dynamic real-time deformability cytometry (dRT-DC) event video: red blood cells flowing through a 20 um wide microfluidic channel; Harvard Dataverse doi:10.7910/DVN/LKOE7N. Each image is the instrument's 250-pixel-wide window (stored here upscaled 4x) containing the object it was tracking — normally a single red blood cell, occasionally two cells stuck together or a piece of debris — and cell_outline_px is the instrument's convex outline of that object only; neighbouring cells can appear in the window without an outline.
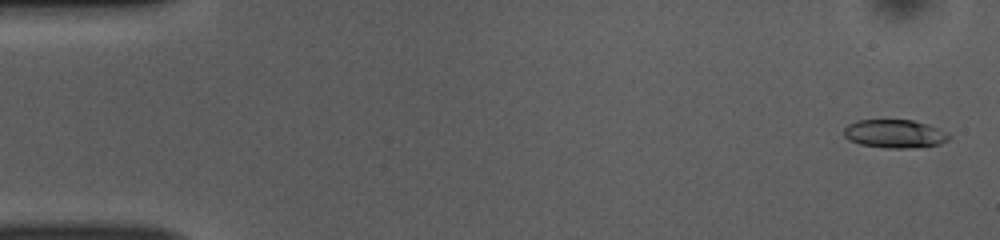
{"species": "common noctule bat (a hibernating species)", "species_latin": "Nyctalus noctula", "temperature_condition": "room temperature", "stored_images_in_passage": 52, "camera_frame_rate_fps": 3000, "um_per_image_px": 0.085, "animal": {"sex": "female", "body_mass_g": 10.0, "forearm_length_mm": 53.1}, "frame": {"image": 1, "passage_image": 2, "time_ms": 0.333, "image_size_px": [1000, 240], "cell_outline_px": [[952, 136], [948, 140], [940, 144], [908, 148], [884, 148], [860, 144], [848, 140], [844, 136], [844, 128], [848, 124], [856, 120], [912, 120], [928, 124], [948, 132]], "centroid_in_image_um": [76.05, 11.37], "position_along_channel_um": 8.9, "area_um2": 17.51}}
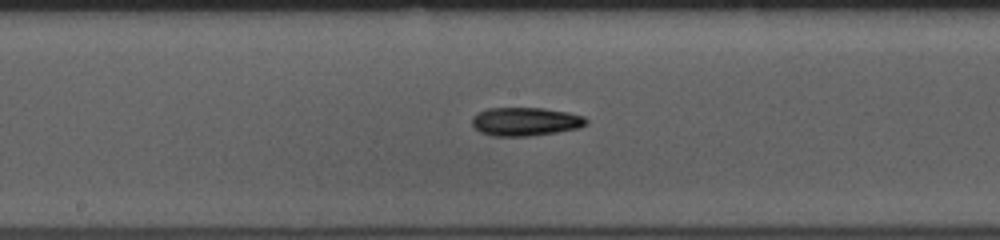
{"frame": {"image": 2, "passage_image": 27, "time_ms": 8.667, "image_size_px": [1000, 240], "cell_outline_px": [[588, 124], [580, 128], [556, 132], [528, 136], [492, 136], [480, 132], [472, 124], [472, 116], [476, 112], [488, 108], [544, 108], [568, 112], [584, 116], [588, 120]], "centroid_in_image_um": [44.67, 10.33], "position_along_channel_um": 203.5, "area_um2": 19.13}}
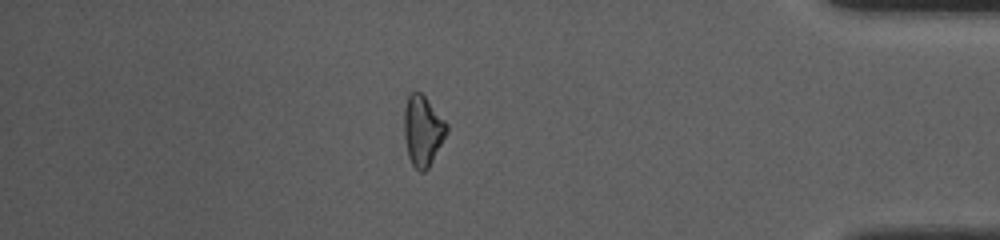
{"frame": {"image": 3, "passage_image": 45, "time_ms": 14.667, "image_size_px": [1000, 240], "cell_outline_px": [[448, 132], [428, 168], [424, 172], [420, 172], [412, 164], [408, 156], [404, 136], [404, 108], [408, 92], [420, 92], [424, 96], [448, 124]], "centroid_in_image_um": [35.92, 11.1], "position_along_channel_um": 399.3, "area_um2": 17.46}, "authors_computed_cell_mechanics": {"area_um2": 17.9758, "velocity_mm_per_s": 3.8739, "shape_relaxation_time_tau1_ms": null, "shape_relaxation_time_tau2_ms": 7.6223, "deformation_change_tau1": null, "deformation_change_tau2": 0.2002}}